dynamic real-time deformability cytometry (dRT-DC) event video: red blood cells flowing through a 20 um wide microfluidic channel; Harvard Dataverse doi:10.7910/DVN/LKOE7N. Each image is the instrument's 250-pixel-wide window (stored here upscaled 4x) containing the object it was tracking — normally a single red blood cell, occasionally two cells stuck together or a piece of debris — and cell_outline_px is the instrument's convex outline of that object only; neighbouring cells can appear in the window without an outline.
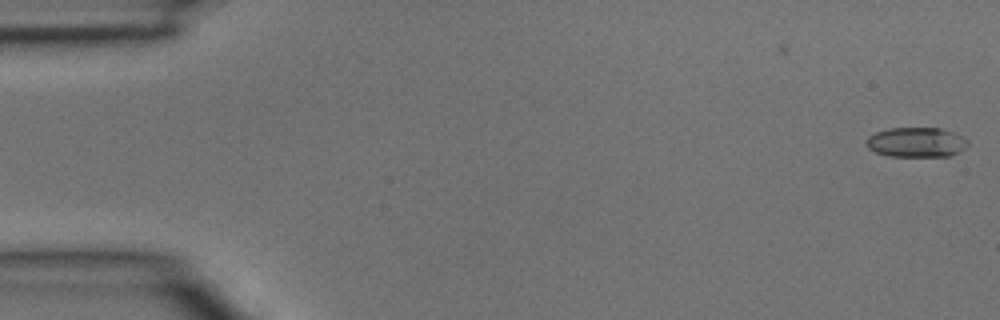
{"species": "common noctule bat (a hibernating species)", "species_latin": "Nyctalus noctula", "temperature_condition": "room temperature", "stored_images_in_passage": 2, "camera_frame_rate_fps": 3000, "um_per_image_px": 0.085, "animal": {"sex": "male", "body_mass_g": 15.6}, "frame": {"image": 1, "passage_image": 2, "time_ms": 0.333, "image_size_px": [1000, 320], "cell_outline_px": [[968, 144], [964, 148], [948, 156], [888, 156], [876, 152], [868, 148], [864, 140], [868, 136], [876, 132], [888, 128], [940, 128], [952, 132], [968, 140]], "centroid_in_image_um": [77.83, 12.09], "position_along_channel_um": 7.2, "area_um2": 17.51}}